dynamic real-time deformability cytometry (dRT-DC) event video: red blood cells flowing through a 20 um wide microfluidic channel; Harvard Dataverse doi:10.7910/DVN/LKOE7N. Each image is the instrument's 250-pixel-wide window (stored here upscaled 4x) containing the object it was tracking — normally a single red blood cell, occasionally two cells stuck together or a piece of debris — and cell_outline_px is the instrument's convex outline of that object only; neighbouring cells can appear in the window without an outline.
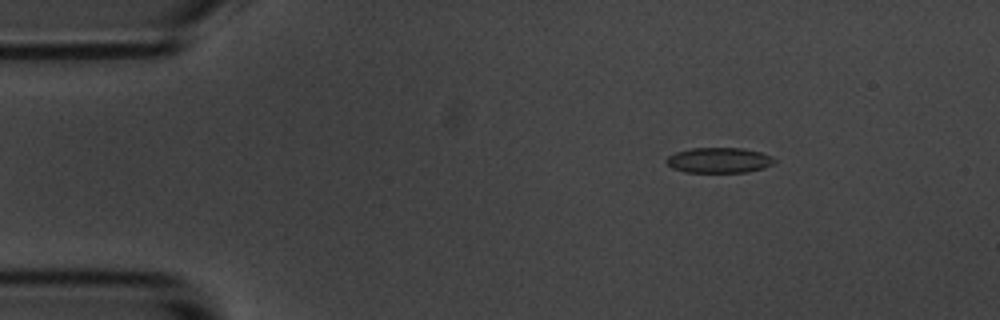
{"species": "common noctule bat (a hibernating species)", "species_latin": "Nyctalus noctula", "temperature_condition": "room temperature", "stored_images_in_passage": 9, "camera_frame_rate_fps": 3000, "um_per_image_px": 0.085, "animal": {"sex": "male", "body_mass_g": 20.1, "forearm_length_mm": 53.5}, "frame": {"image": 1, "passage_image": 3, "time_ms": 2.333, "image_size_px": [1000, 320], "cell_outline_px": [[776, 160], [772, 164], [764, 168], [748, 172], [684, 172], [672, 168], [664, 160], [668, 156], [676, 152], [692, 148], [744, 148], [760, 152], [772, 156]], "centroid_in_image_um": [61.12, 13.62], "position_along_channel_um": 23.9, "area_um2": 16.01}}
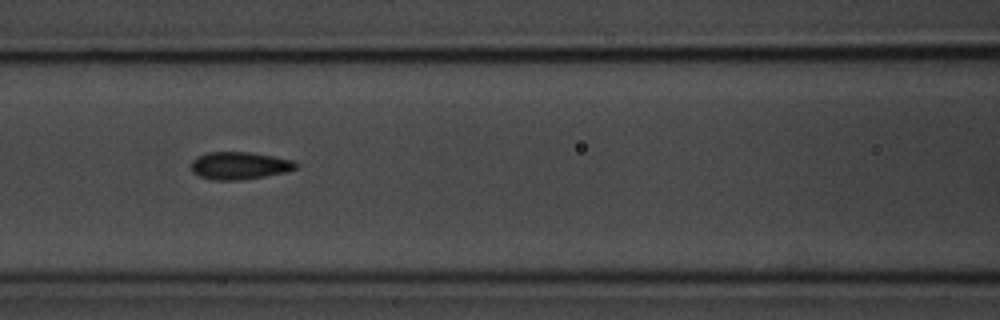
{"frame": {"image": 2, "passage_image": 8, "time_ms": 7.667, "image_size_px": [1000, 320], "cell_outline_px": [[300, 164], [296, 168], [284, 172], [264, 176], [240, 180], [212, 180], [200, 176], [192, 172], [192, 160], [196, 156], [208, 152], [252, 152], [292, 160]], "centroid_in_image_um": [20.34, 14.07], "position_along_channel_um": 146.3, "area_um2": 16.76}}
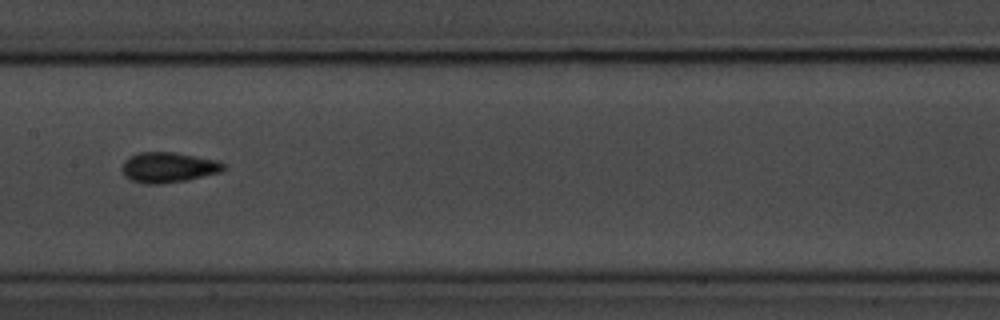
{"frame": {"image": 3, "passage_image": 9, "time_ms": 9.0, "image_size_px": [1000, 320], "cell_outline_px": [[228, 168], [220, 172], [188, 180], [160, 184], [144, 184], [132, 180], [124, 176], [120, 168], [124, 160], [128, 156], [140, 152], [172, 152], [216, 160], [224, 164]], "centroid_in_image_um": [14.27, 14.23], "position_along_channel_um": 193.1, "area_um2": 18.09}}